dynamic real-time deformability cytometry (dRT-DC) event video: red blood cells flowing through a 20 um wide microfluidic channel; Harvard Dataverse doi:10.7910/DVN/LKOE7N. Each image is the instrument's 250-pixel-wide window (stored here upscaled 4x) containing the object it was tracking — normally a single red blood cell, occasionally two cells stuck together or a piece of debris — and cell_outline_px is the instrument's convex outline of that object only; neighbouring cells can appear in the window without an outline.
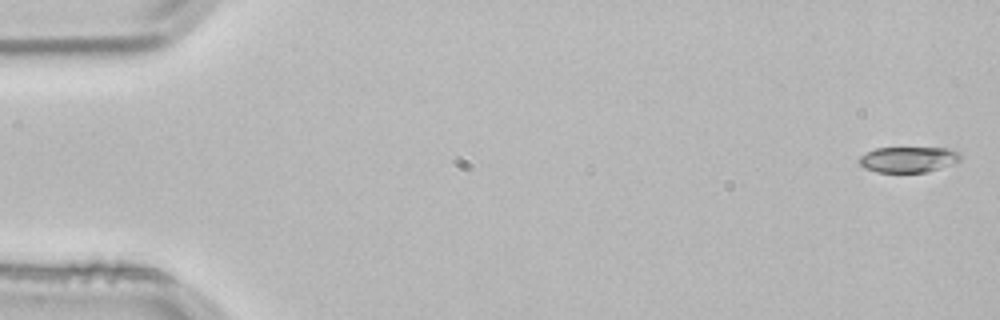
{"species": "common noctule bat (a hibernating species)", "species_latin": "Nyctalus noctula", "temperature_condition": "room temperature", "stored_images_in_passage": 4, "camera_frame_rate_fps": 3000, "um_per_image_px": 0.085, "animal": {"sex": "male", "body_mass_g": 21.5, "forearm_length_mm": 52.0}, "frame": {"image": 1, "passage_image": 1, "time_ms": 0.0, "image_size_px": [1000, 320], "cell_outline_px": [[960, 160], [952, 164], [940, 168], [924, 172], [876, 172], [864, 168], [860, 164], [860, 156], [876, 148], [952, 148], [960, 156]], "centroid_in_image_um": [77.2, 13.55], "position_along_channel_um": 7.8, "area_um2": 14.97}}
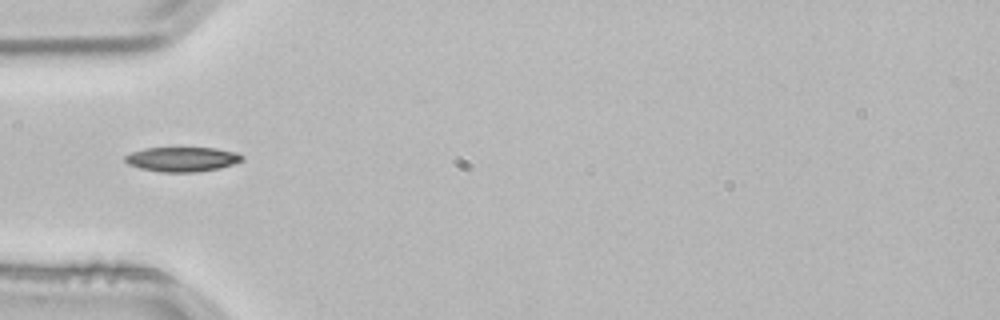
{"frame": {"image": 2, "passage_image": 4, "time_ms": 1.0, "image_size_px": [1000, 320], "cell_outline_px": [[244, 160], [220, 168], [196, 172], [160, 172], [140, 168], [128, 164], [124, 160], [124, 156], [132, 152], [144, 148], [216, 148], [236, 152], [244, 156]], "centroid_in_image_um": [15.49, 13.53], "position_along_channel_um": 69.5, "area_um2": 16.82}}